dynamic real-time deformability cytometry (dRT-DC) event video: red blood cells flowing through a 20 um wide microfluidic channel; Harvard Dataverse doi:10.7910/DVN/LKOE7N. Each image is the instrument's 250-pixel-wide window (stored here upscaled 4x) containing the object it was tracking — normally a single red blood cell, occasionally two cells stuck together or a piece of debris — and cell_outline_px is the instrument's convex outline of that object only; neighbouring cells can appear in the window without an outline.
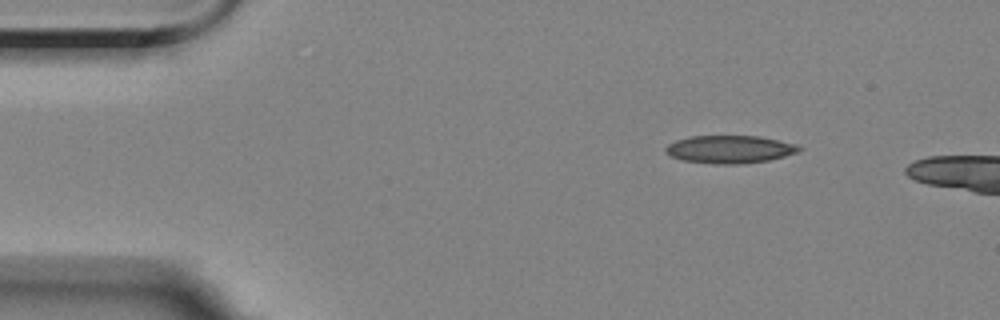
{"species": "Egyptian fruit bat (a non-hibernating species)", "species_latin": "Rousettus aegyptiacus", "temperature_condition": "room temperature", "stored_images_in_passage": 3, "camera_frame_rate_fps": 3000, "um_per_image_px": 0.085, "animal": {"sex": "female"}, "frame": {"image": 1, "passage_image": 1, "time_ms": 0.0, "image_size_px": [1000, 320], "cell_outline_px": [[804, 148], [800, 152], [768, 160], [740, 164], [716, 164], [684, 160], [668, 156], [664, 152], [664, 148], [668, 144], [676, 140], [692, 136], [760, 136], [796, 144]], "centroid_in_image_um": [62.03, 12.69], "position_along_channel_um": 23.0, "area_um2": 21.73}}